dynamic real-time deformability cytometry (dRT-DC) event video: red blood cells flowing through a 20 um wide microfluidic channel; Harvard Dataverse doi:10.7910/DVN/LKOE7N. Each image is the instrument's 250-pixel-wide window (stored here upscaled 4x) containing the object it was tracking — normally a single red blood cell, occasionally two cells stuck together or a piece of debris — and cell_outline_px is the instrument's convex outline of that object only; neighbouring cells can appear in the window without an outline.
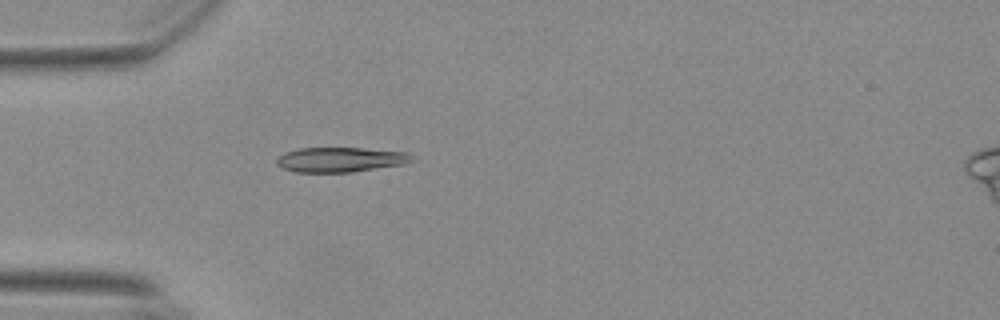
{"species": "Egyptian fruit bat (a non-hibernating species)", "species_latin": "Rousettus aegyptiacus", "temperature_condition": "warm", "stored_images_in_passage": 34, "camera_frame_rate_fps": 3000, "um_per_image_px": 0.085, "animal": {"sex": "female"}, "frame": {"image": 1, "passage_image": 2, "time_ms": 0.333, "image_size_px": [1000, 320], "cell_outline_px": [[412, 160], [404, 164], [352, 172], [296, 172], [284, 168], [276, 164], [276, 160], [284, 152], [300, 148], [364, 148], [408, 152], [412, 156]], "centroid_in_image_um": [28.94, 13.56], "position_along_channel_um": 56.1, "area_um2": 19.48}}
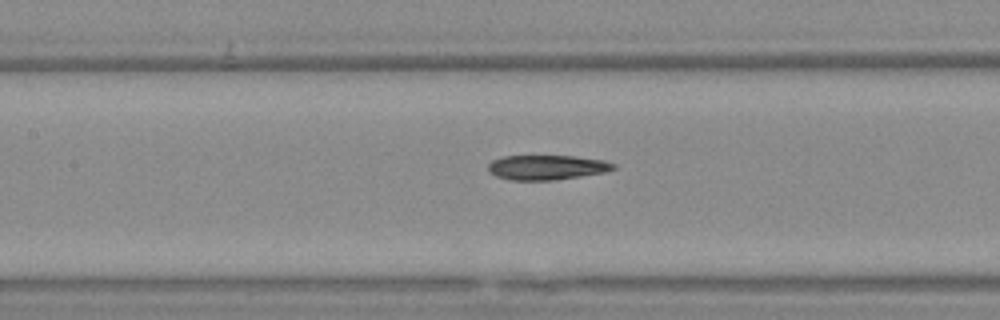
{"frame": {"image": 2, "passage_image": 11, "time_ms": 3.333, "image_size_px": [1000, 320], "cell_outline_px": [[616, 168], [604, 172], [580, 176], [552, 180], [512, 180], [496, 176], [488, 168], [488, 164], [492, 160], [500, 156], [576, 156], [604, 160], [616, 164]], "centroid_in_image_um": [46.49, 14.21], "position_along_channel_um": 160.9, "area_um2": 17.98}}
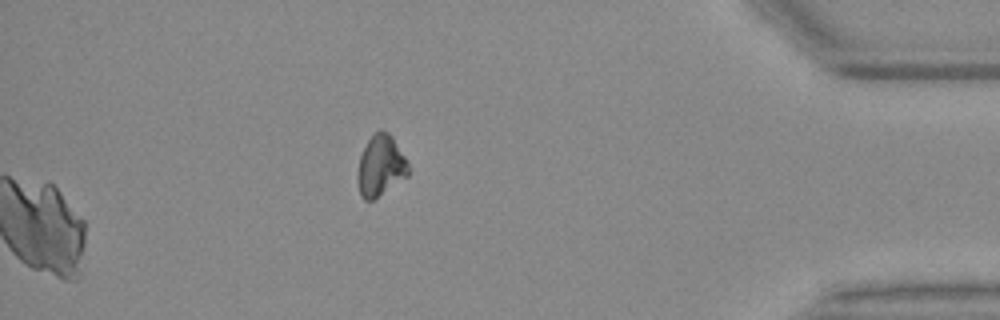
{"frame": {"image": 3, "passage_image": 34, "time_ms": 11.0, "image_size_px": [1000, 320], "cell_outline_px": [[408, 176], [372, 200], [364, 200], [360, 192], [356, 176], [356, 172], [360, 156], [368, 140], [380, 128], [388, 132], [392, 136], [404, 156], [408, 164]], "centroid_in_image_um": [32.33, 14.08], "position_along_channel_um": 402.9, "area_um2": 17.86}}